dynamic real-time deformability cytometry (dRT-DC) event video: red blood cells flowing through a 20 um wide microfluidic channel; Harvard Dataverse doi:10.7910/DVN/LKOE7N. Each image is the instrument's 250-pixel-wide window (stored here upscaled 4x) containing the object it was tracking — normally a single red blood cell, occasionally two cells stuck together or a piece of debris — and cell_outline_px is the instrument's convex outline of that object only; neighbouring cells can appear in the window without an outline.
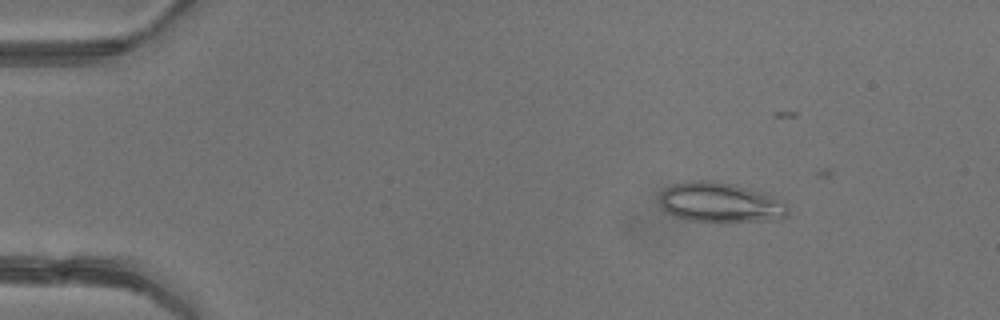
{"species": "common noctule bat (a hibernating species)", "species_latin": "Nyctalus noctula", "temperature_condition": "warm", "stored_images_in_passage": 4, "camera_frame_rate_fps": 3000, "um_per_image_px": 0.085, "animal": {"sex": "female"}, "frame": {"image": 1, "passage_image": 2, "time_ms": 1.0, "image_size_px": [1000, 320], "cell_outline_px": [[788, 216], [780, 220], [688, 220], [676, 216], [668, 212], [660, 204], [660, 192], [664, 188], [672, 184], [688, 180], [712, 180], [736, 184], [764, 192], [784, 200], [788, 204]], "centroid_in_image_um": [61.27, 17.17], "position_along_channel_um": 23.7, "area_um2": 29.88}}